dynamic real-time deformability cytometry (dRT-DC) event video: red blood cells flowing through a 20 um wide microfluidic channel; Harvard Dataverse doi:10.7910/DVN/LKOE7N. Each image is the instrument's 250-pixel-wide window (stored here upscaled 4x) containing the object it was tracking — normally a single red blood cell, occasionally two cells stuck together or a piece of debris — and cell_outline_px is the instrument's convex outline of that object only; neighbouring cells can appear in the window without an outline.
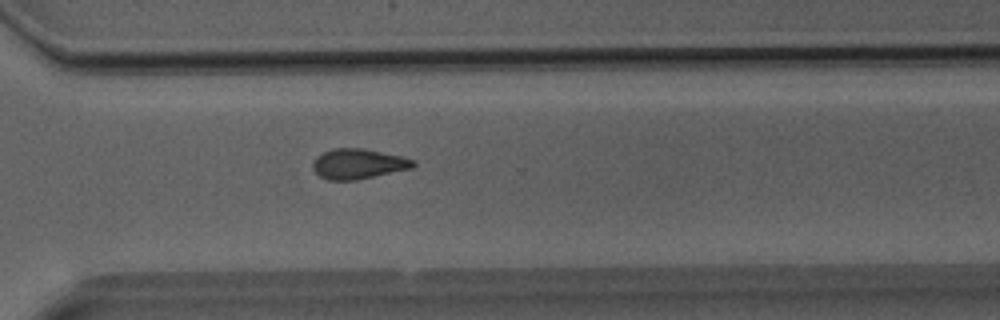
{"species": "Egyptian fruit bat (a non-hibernating species)", "species_latin": "Rousettus aegyptiacus", "temperature_condition": "room temperature", "stored_images_in_passage": 36, "camera_frame_rate_fps": 3000, "um_per_image_px": 0.085, "animal": {"sex": "male"}, "frame": {"image": 1, "passage_image": 26, "time_ms": 8.333, "image_size_px": [1000, 320], "cell_outline_px": [[416, 164], [412, 168], [356, 180], [328, 180], [320, 176], [312, 168], [312, 164], [316, 156], [332, 148], [360, 148], [400, 156], [416, 160]], "centroid_in_image_um": [30.43, 13.93], "position_along_channel_um": 340.2, "area_um2": 17.51}}
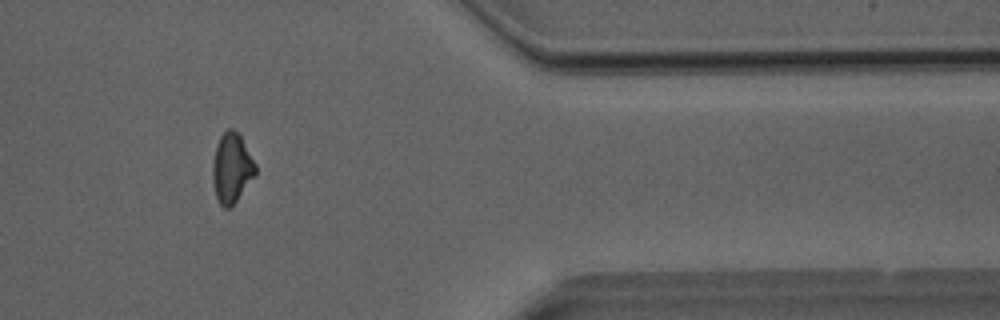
{"frame": {"image": 2, "passage_image": 30, "time_ms": 9.667, "image_size_px": [1000, 320], "cell_outline_px": [[256, 176], [236, 200], [228, 208], [224, 208], [220, 204], [216, 196], [212, 180], [212, 164], [216, 144], [220, 136], [228, 128], [232, 128], [240, 136], [256, 164]], "centroid_in_image_um": [19.69, 14.28], "position_along_channel_um": 391.7, "area_um2": 17.34}}
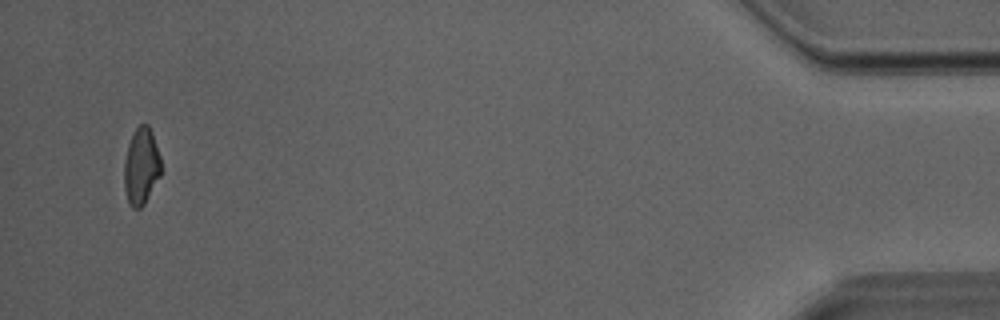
{"frame": {"image": 3, "passage_image": 35, "time_ms": 11.333, "image_size_px": [1000, 320], "cell_outline_px": [[160, 176], [144, 204], [140, 208], [132, 208], [128, 204], [124, 188], [124, 160], [128, 144], [136, 128], [140, 124], [148, 124], [152, 132], [160, 156]], "centroid_in_image_um": [11.99, 14.15], "position_along_channel_um": 423.2, "area_um2": 16.47}}